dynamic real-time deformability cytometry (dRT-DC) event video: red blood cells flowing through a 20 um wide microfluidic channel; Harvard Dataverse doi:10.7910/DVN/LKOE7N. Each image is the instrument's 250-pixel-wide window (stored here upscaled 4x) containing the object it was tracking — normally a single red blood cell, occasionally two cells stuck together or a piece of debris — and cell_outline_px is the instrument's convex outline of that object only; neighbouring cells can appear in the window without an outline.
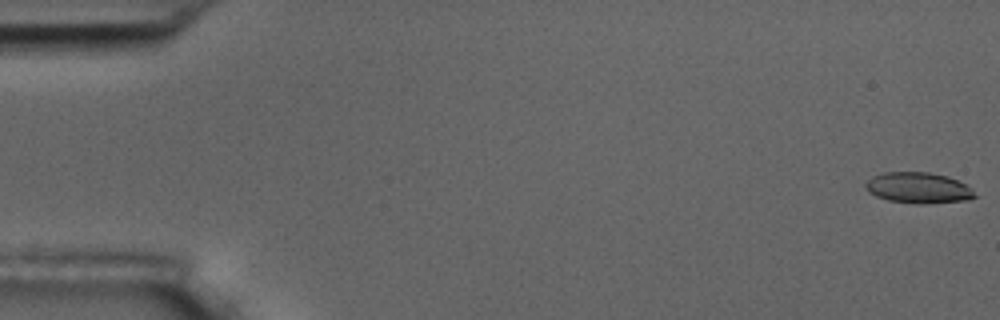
{"species": "common noctule bat (a hibernating species)", "species_latin": "Nyctalus noctula", "temperature_condition": "room temperature", "stored_images_in_passage": 6, "camera_frame_rate_fps": 3000, "um_per_image_px": 0.085, "animal": {"sex": "male", "body_mass_g": 17.5, "forearm_length_mm": 52.3}, "frame": {"image": 1, "passage_image": 1, "time_ms": 0.0, "image_size_px": [1000, 320], "cell_outline_px": [[976, 196], [968, 200], [920, 204], [916, 204], [888, 200], [876, 196], [868, 192], [864, 184], [872, 176], [884, 172], [928, 172], [948, 176], [972, 188]], "centroid_in_image_um": [78.04, 15.96], "position_along_channel_um": 7.0, "area_um2": 19.65}}
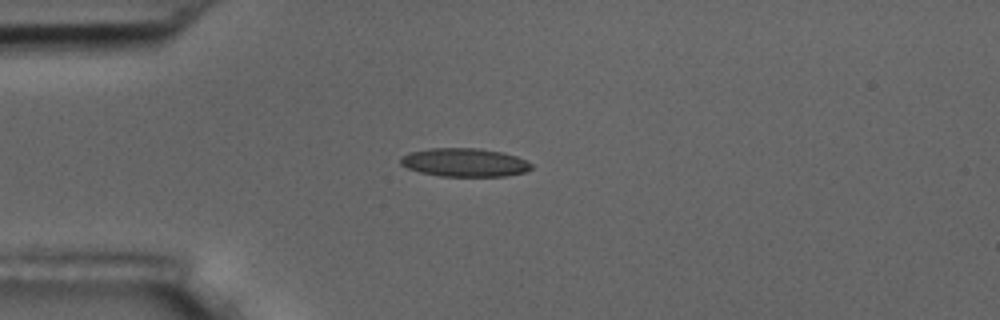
{"frame": {"image": 2, "passage_image": 5, "time_ms": 4.667, "image_size_px": [1000, 320], "cell_outline_px": [[532, 168], [524, 172], [504, 176], [440, 176], [420, 172], [408, 168], [400, 164], [400, 156], [408, 152], [428, 148], [480, 148], [504, 152], [516, 156], [532, 164]], "centroid_in_image_um": [39.45, 13.79], "position_along_channel_um": 45.5, "area_um2": 21.79}}
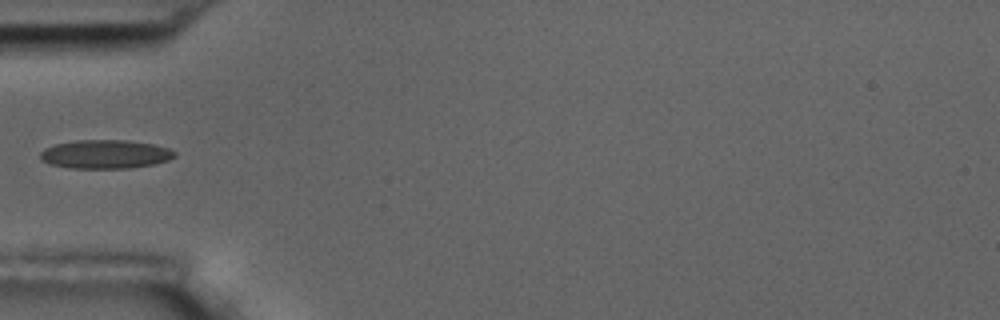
{"frame": {"image": 3, "passage_image": 6, "time_ms": 6.0, "image_size_px": [1000, 320], "cell_outline_px": [[176, 156], [168, 160], [152, 164], [132, 168], [68, 168], [52, 164], [40, 160], [40, 152], [44, 148], [56, 144], [76, 140], [124, 140], [152, 144], [168, 148], [176, 152]], "centroid_in_image_um": [8.93, 13.11], "position_along_channel_um": 76.1, "area_um2": 22.43}}